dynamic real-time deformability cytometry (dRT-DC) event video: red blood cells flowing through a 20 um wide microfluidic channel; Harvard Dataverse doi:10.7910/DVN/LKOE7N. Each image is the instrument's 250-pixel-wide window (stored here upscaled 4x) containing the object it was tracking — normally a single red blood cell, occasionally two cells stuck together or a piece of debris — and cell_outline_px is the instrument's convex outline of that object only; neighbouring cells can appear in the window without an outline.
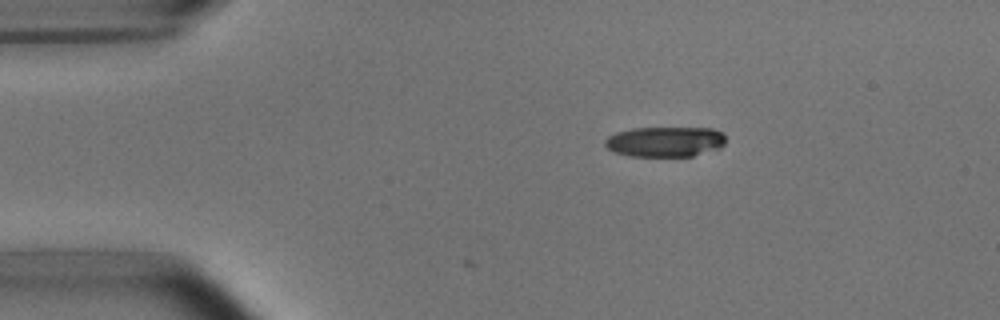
{"species": "common noctule bat (a hibernating species)", "species_latin": "Nyctalus noctula", "temperature_condition": "room temperature", "stored_images_in_passage": 4, "camera_frame_rate_fps": 3000, "um_per_image_px": 0.085, "animal": {"sex": "male", "body_mass_g": 15.6}, "frame": {"image": 1, "passage_image": 1, "time_ms": 0.0, "image_size_px": [1000, 320], "cell_outline_px": [[724, 144], [720, 148], [692, 156], [628, 156], [612, 152], [604, 144], [604, 140], [608, 136], [616, 132], [632, 128], [712, 128], [720, 132], [724, 136]], "centroid_in_image_um": [56.48, 12.04], "position_along_channel_um": 28.5, "area_um2": 21.33}}